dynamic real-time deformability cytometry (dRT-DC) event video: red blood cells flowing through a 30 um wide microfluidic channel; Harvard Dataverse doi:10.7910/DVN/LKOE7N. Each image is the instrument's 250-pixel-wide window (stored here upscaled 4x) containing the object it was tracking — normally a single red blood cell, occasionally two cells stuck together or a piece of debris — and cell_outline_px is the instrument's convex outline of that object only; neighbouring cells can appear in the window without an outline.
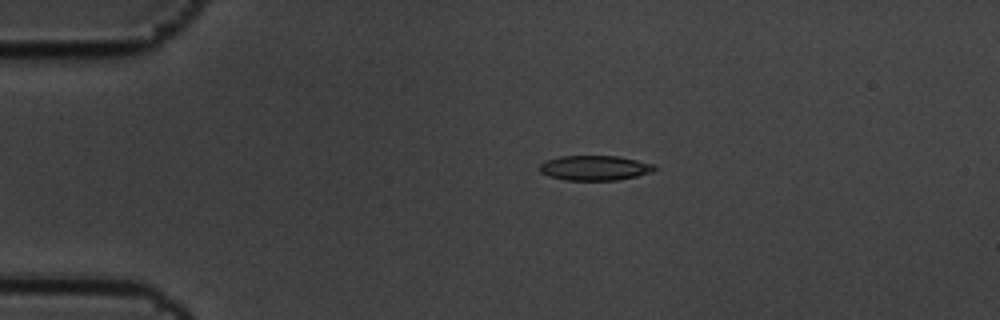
{"species": "common noctule bat (a hibernating species)", "species_latin": "Nyctalus noctula", "temperature_condition": "cold", "stored_images_in_passage": 7, "camera_frame_rate_fps": 3000, "um_per_image_px": 0.085, "animal": {"sex": "male", "body_mass_g": 19.5, "forearm_length_mm": 54.6}, "frame": {"image": 1, "passage_image": 7, "time_ms": 2.0, "image_size_px": [1000, 320], "cell_outline_px": [[656, 168], [652, 172], [636, 176], [616, 180], [564, 180], [548, 176], [540, 172], [540, 164], [548, 160], [560, 156], [616, 156], [656, 164]], "centroid_in_image_um": [50.56, 14.27], "position_along_channel_um": 34.4, "area_um2": 16.59}}